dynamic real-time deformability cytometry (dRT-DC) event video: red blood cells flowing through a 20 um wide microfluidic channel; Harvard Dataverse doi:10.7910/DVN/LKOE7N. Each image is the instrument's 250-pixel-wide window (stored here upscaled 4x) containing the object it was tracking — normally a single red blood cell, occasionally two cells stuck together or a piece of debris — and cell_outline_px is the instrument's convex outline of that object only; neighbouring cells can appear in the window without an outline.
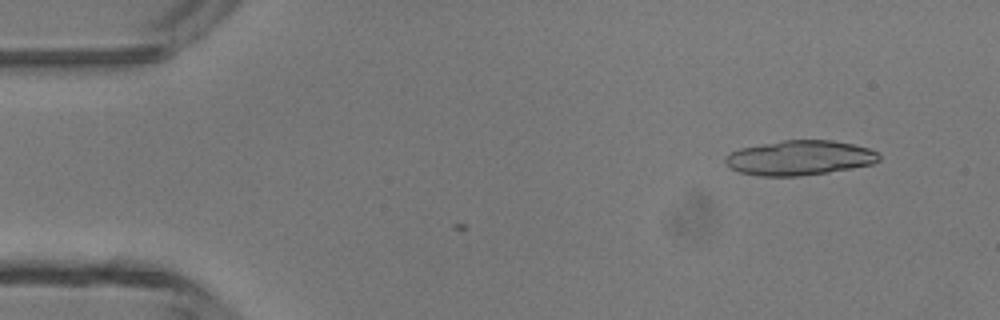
{"species": "common noctule bat (a hibernating species)", "species_latin": "Nyctalus noctula", "temperature_condition": "room temperature", "stored_images_in_passage": 7, "camera_frame_rate_fps": 3000, "um_per_image_px": 0.085, "animal": {"sex": "male", "body_mass_g": 13.3}, "frame": {"image": 1, "passage_image": 7, "time_ms": 2.0, "image_size_px": [1000, 320], "cell_outline_px": [[880, 160], [872, 164], [852, 168], [828, 172], [800, 176], [760, 176], [740, 172], [732, 168], [724, 160], [724, 156], [740, 148], [784, 140], [832, 140], [852, 144], [868, 148], [876, 152], [880, 156]], "centroid_in_image_um": [67.98, 13.42], "position_along_channel_um": 17.0, "area_um2": 30.92}}